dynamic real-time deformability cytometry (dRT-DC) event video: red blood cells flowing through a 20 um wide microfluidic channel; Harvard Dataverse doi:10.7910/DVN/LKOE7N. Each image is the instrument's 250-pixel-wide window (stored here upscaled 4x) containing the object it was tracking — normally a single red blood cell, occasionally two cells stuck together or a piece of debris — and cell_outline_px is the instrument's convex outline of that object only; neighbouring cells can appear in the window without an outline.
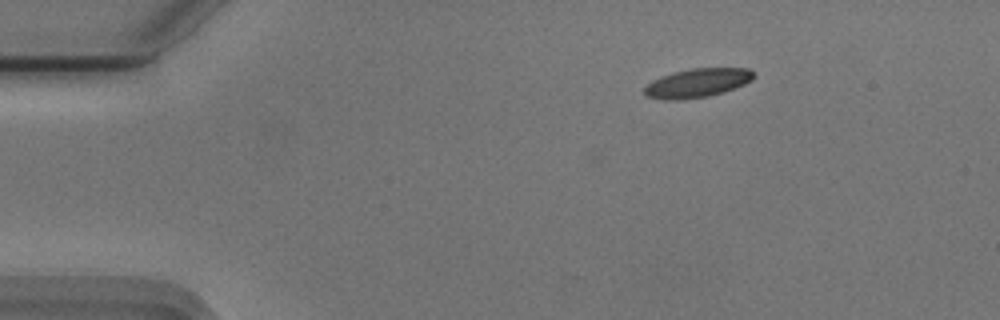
{"species": "Egyptian fruit bat (a non-hibernating species)", "species_latin": "Rousettus aegyptiacus", "temperature_condition": "cold", "stored_images_in_passage": 48, "camera_frame_rate_fps": 3000, "um_per_image_px": 0.085, "animal": {"sex": "male"}, "frame": {"image": 1, "passage_image": 1, "time_ms": 0.0, "image_size_px": [1000, 320], "cell_outline_px": [[756, 76], [752, 80], [744, 84], [708, 96], [680, 100], [664, 100], [644, 96], [644, 88], [652, 80], [660, 76], [672, 72], [692, 68], [748, 68]], "centroid_in_image_um": [59.22, 7.05], "position_along_channel_um": 25.8, "area_um2": 18.38}}
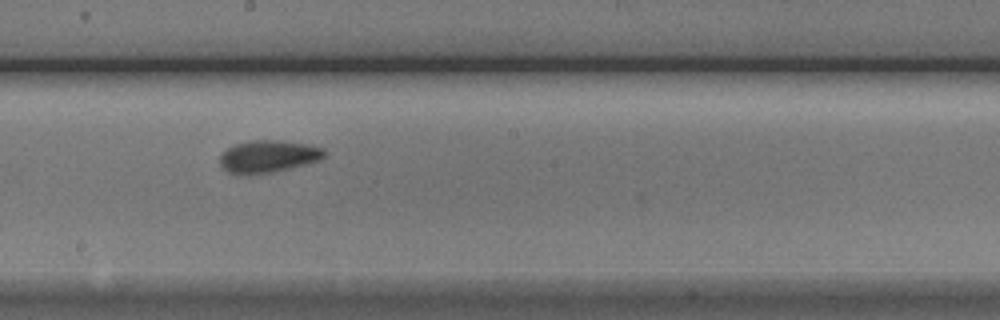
{"frame": {"image": 2, "passage_image": 23, "time_ms": 7.333, "image_size_px": [1000, 320], "cell_outline_px": [[328, 152], [320, 160], [308, 164], [272, 172], [228, 172], [220, 164], [220, 152], [232, 144], [252, 140], [284, 140], [308, 144], [324, 148]], "centroid_in_image_um": [22.85, 13.24], "position_along_channel_um": 225.4, "area_um2": 19.59}}
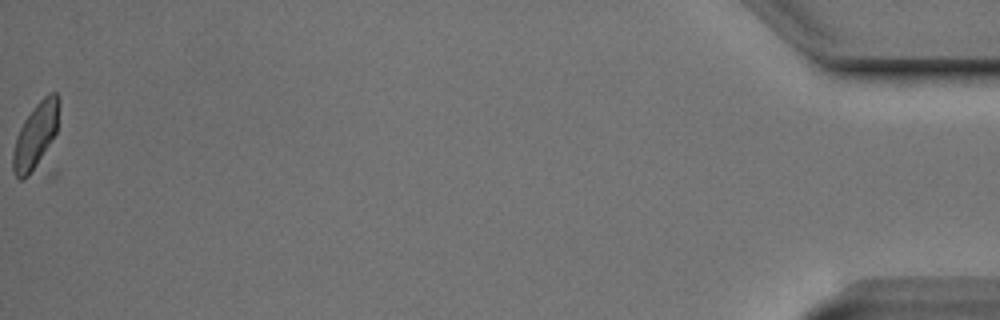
{"frame": {"image": 3, "passage_image": 48, "time_ms": 15.667, "image_size_px": [1000, 320], "cell_outline_px": [[60, 100], [56, 132], [36, 164], [28, 176], [20, 180], [12, 172], [12, 152], [16, 136], [24, 120], [36, 104], [48, 92], [56, 92], [60, 96]], "centroid_in_image_um": [3.0, 11.46], "position_along_channel_um": 432.2, "area_um2": 17.22}, "authors_computed_cell_mechanics": {"area_um2": 18.4093, "velocity_mm_per_s": 3.7073, "shape_relaxation_time_tau1_ms": 2.7201, "shape_relaxation_time_tau2_ms": 2.689, "deformation_change_tau1": 0.1237, "deformation_change_tau2": 0.0585}}